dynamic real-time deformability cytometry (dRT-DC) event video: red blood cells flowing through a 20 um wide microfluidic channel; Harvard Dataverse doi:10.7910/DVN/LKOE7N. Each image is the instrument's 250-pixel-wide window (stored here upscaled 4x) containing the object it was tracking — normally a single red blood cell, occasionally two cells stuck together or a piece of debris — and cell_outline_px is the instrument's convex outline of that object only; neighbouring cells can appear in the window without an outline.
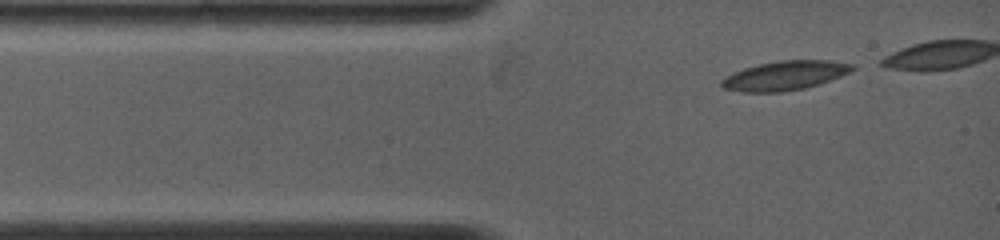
{"species": "common noctule bat (a hibernating species)", "species_latin": "Nyctalus noctula", "temperature_condition": "warm", "stored_images_in_passage": 14, "camera_frame_rate_fps": 5000, "um_per_image_px": 0.085, "animal": {"sex": "female", "body_mass_g": 19.0, "forearm_length_mm": 53.3}, "frame": {"image": 1, "passage_image": 1, "time_ms": 0.0, "image_size_px": [1000, 240], "cell_outline_px": [[856, 68], [840, 76], [820, 84], [804, 88], [780, 92], [740, 92], [724, 88], [720, 84], [720, 80], [732, 72], [744, 68], [760, 64], [780, 60], [828, 60], [852, 64]], "centroid_in_image_um": [66.68, 6.42], "position_along_channel_um": 18.3, "area_um2": 22.2}}
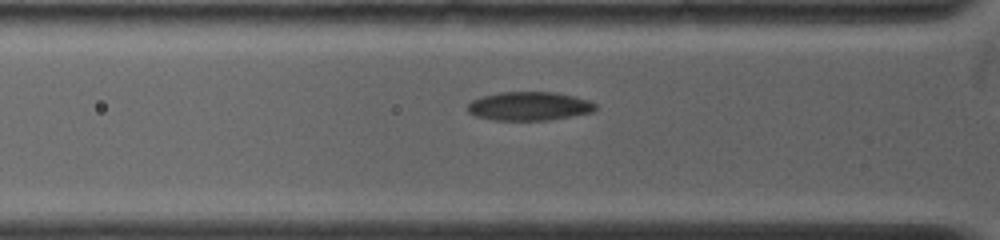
{"frame": {"image": 2, "passage_image": 12, "time_ms": 2.2, "image_size_px": [1000, 240], "cell_outline_px": [[596, 108], [592, 112], [548, 120], [496, 120], [476, 116], [468, 112], [468, 104], [472, 100], [484, 96], [500, 92], [556, 92], [576, 96], [588, 100], [596, 104]], "centroid_in_image_um": [45.0, 9.01], "position_along_channel_um": 80.8, "area_um2": 21.27}}